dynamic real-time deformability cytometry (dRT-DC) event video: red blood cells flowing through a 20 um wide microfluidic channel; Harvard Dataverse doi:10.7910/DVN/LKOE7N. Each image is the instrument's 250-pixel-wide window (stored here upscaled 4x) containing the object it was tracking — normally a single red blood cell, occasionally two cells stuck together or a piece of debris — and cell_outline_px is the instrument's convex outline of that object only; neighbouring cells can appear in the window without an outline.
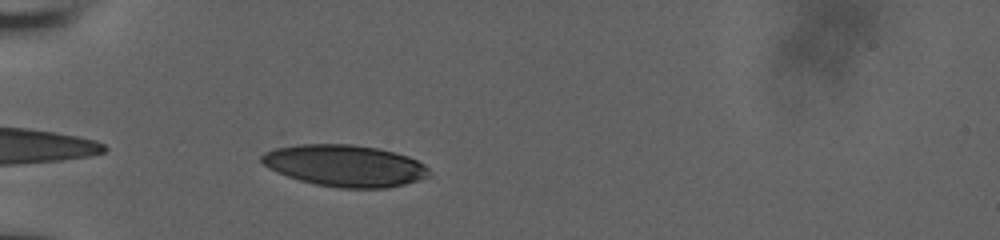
{"species": "human", "species_latin": "Homo sapiens", "temperature_condition": "room temperature", "stored_images_in_passage": 31, "camera_frame_rate_fps": 3000, "um_per_image_px": 0.085, "donor": {"sex": "male"}, "frame": {"image": 1, "passage_image": 2, "time_ms": 0.333, "image_size_px": [1000, 240], "cell_outline_px": [[432, 172], [428, 176], [404, 184], [388, 188], [340, 188], [316, 184], [300, 180], [276, 172], [268, 168], [260, 160], [260, 156], [264, 152], [276, 148], [296, 144], [352, 144], [376, 148], [396, 152], [408, 156], [424, 164]], "centroid_in_image_um": [29.3, 14.07], "position_along_channel_um": 55.7, "area_um2": 40.69}}
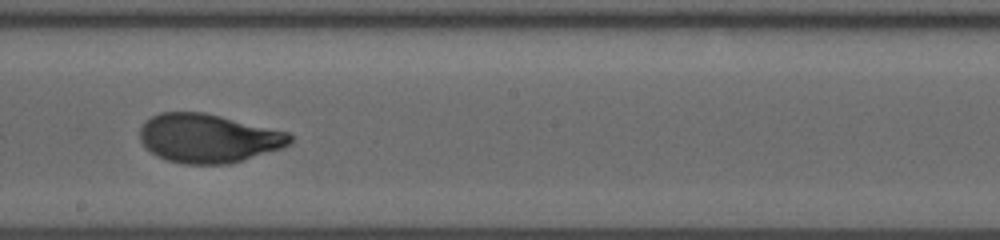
{"frame": {"image": 2, "passage_image": 17, "time_ms": 5.333, "image_size_px": [1000, 240], "cell_outline_px": [[292, 140], [288, 144], [280, 148], [228, 164], [184, 164], [168, 160], [156, 156], [140, 140], [140, 128], [152, 116], [160, 112], [204, 112], [288, 132], [292, 136]], "centroid_in_image_um": [17.68, 11.75], "position_along_channel_um": 230.5, "area_um2": 42.14}}
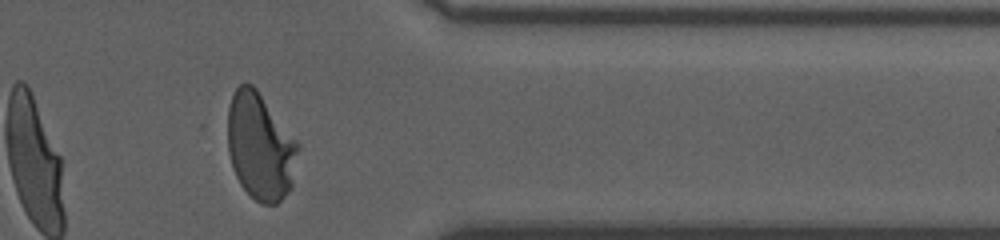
{"frame": {"image": 3, "passage_image": 30, "time_ms": 9.667, "image_size_px": [1000, 240], "cell_outline_px": [[300, 148], [292, 188], [276, 204], [260, 204], [240, 184], [236, 176], [228, 152], [228, 108], [232, 96], [236, 88], [240, 84], [252, 84], [256, 88], [300, 144]], "centroid_in_image_um": [22.15, 12.47], "position_along_channel_um": 389.3, "area_um2": 43.93}, "authors_computed_cell_mechanics": {"area_um2": 42.8876, "velocity_mm_per_s": 3.8689, "shape_relaxation_time_tau1_ms": 5.5566, "shape_relaxation_time_tau2_ms": null, "deformation_change_tau1": 0.2379, "deformation_change_tau2": null}}